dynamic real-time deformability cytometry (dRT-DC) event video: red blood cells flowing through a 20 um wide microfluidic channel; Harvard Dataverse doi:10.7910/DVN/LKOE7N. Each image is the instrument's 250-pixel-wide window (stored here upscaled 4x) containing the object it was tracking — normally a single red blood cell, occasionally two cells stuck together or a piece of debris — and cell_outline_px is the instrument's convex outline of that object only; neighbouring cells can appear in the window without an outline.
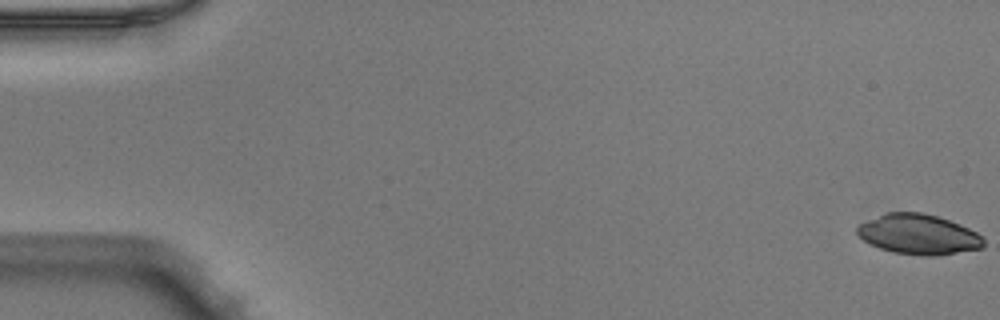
{"species": "Egyptian fruit bat (a non-hibernating species)", "species_latin": "Rousettus aegyptiacus", "temperature_condition": "warm", "stored_images_in_passage": 51, "camera_frame_rate_fps": 3000, "um_per_image_px": 0.085, "animal": {"sex": "male"}, "frame": {"image": 1, "passage_image": 1, "time_ms": 0.0, "image_size_px": [1000, 320], "cell_outline_px": [[984, 248], [936, 256], [924, 256], [892, 252], [880, 248], [864, 240], [856, 232], [856, 228], [860, 224], [888, 212], [920, 212], [936, 216], [948, 220], [968, 228], [976, 232], [984, 240]], "centroid_in_image_um": [78.09, 19.93], "position_along_channel_um": 6.9, "area_um2": 29.25}}
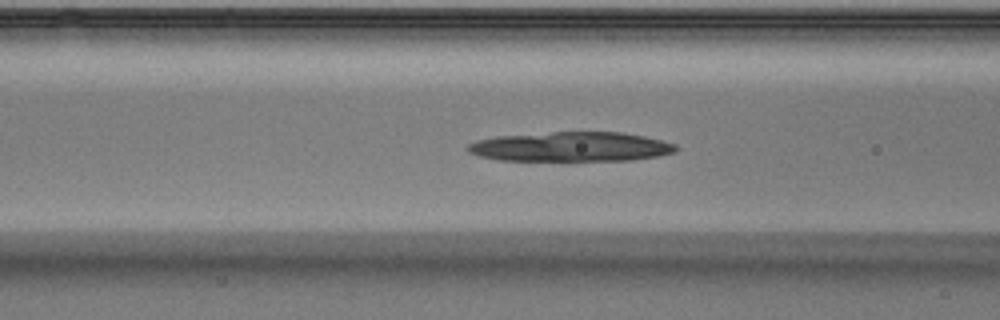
{"frame": {"image": 2, "passage_image": 21, "time_ms": 6.667, "image_size_px": [1000, 320], "cell_outline_px": [[676, 152], [656, 156], [628, 160], [500, 160], [480, 156], [468, 152], [464, 148], [468, 144], [476, 140], [496, 136], [552, 132], [620, 132], [644, 136], [676, 144]], "centroid_in_image_um": [48.48, 12.47], "position_along_channel_um": 118.1, "area_um2": 35.66}}
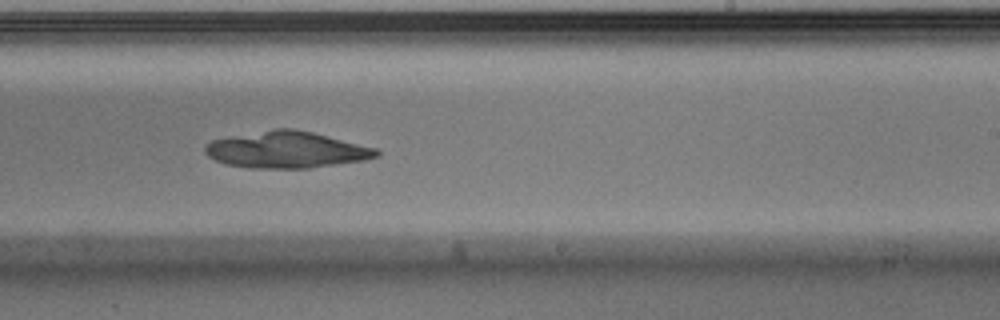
{"frame": {"image": 3, "passage_image": 32, "time_ms": 10.333, "image_size_px": [1000, 320], "cell_outline_px": [[380, 156], [364, 160], [308, 168], [248, 168], [224, 164], [208, 156], [204, 152], [204, 148], [212, 140], [276, 128], [292, 128], [312, 132], [376, 148], [380, 152]], "centroid_in_image_um": [24.36, 12.74], "position_along_channel_um": 264.6, "area_um2": 36.24}}